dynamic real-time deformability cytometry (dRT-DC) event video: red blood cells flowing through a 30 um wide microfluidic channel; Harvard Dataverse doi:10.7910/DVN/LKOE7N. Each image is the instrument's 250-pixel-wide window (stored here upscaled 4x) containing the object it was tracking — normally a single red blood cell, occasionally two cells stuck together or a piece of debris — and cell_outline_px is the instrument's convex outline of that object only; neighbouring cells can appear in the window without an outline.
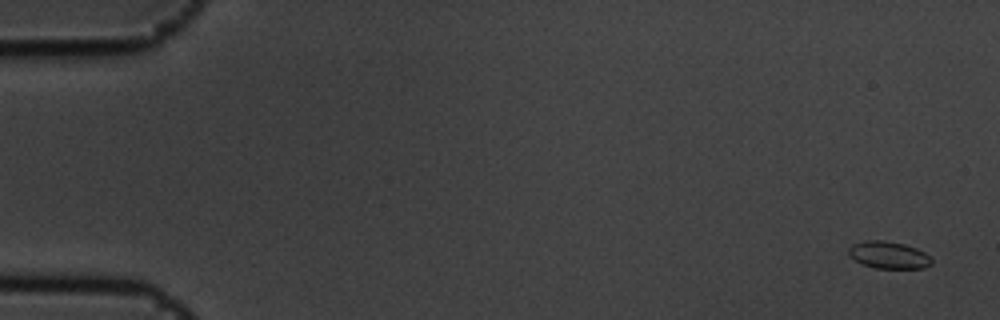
{"species": "common noctule bat (a hibernating species)", "species_latin": "Nyctalus noctula", "temperature_condition": "cold", "stored_images_in_passage": 6, "camera_frame_rate_fps": 3000, "um_per_image_px": 0.085, "animal": {"sex": "male", "body_mass_g": 19.5, "forearm_length_mm": 54.6}, "frame": {"image": 1, "passage_image": 1, "time_ms": 0.0, "image_size_px": [1000, 320], "cell_outline_px": [[932, 264], [924, 268], [876, 268], [864, 264], [848, 256], [848, 248], [852, 244], [864, 240], [884, 240], [904, 244], [916, 248], [924, 252], [932, 260]], "centroid_in_image_um": [75.51, 21.66], "position_along_channel_um": 9.5, "area_um2": 13.12}}
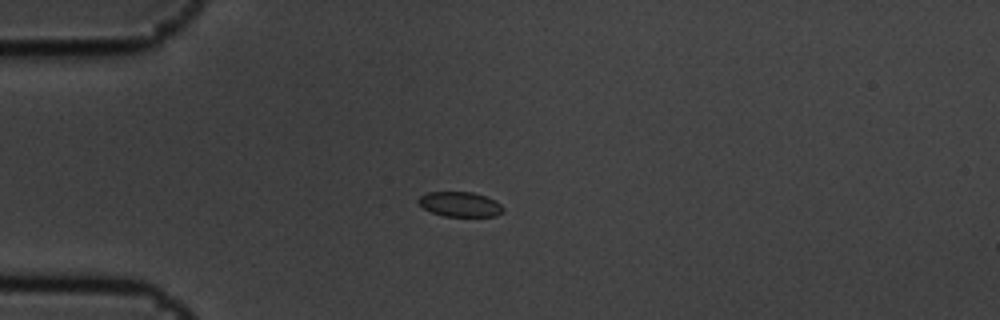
{"frame": {"image": 2, "passage_image": 5, "time_ms": 1.333, "image_size_px": [1000, 320], "cell_outline_px": [[504, 212], [496, 216], [444, 216], [432, 212], [424, 208], [416, 200], [420, 196], [428, 192], [472, 192], [496, 200], [504, 208]], "centroid_in_image_um": [39.12, 17.36], "position_along_channel_um": 45.9, "area_um2": 12.25}}